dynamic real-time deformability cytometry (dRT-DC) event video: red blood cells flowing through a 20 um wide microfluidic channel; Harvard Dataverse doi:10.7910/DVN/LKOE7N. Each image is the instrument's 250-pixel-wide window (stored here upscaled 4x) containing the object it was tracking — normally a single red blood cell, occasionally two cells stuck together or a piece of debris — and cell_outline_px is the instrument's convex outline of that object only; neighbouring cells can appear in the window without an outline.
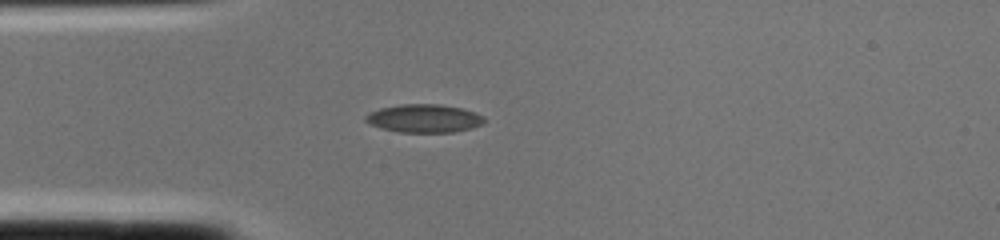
{"species": "common noctule bat (a hibernating species)", "species_latin": "Nyctalus noctula", "temperature_condition": "cold", "stored_images_in_passage": 1, "camera_frame_rate_fps": 3000, "um_per_image_px": 0.085, "animal": {"sex": "female", "body_mass_g": 22.0, "forearm_length_mm": 56.7}, "frame": {"image": 1, "passage_image": 1, "time_ms": 0.0, "image_size_px": [1000, 240], "cell_outline_px": [[488, 120], [484, 124], [472, 128], [452, 132], [400, 132], [380, 128], [368, 124], [364, 120], [364, 116], [368, 112], [380, 108], [400, 104], [440, 104], [464, 108], [476, 112], [484, 116]], "centroid_in_image_um": [36.07, 10.06], "position_along_channel_um": 48.9, "area_um2": 19.94}}